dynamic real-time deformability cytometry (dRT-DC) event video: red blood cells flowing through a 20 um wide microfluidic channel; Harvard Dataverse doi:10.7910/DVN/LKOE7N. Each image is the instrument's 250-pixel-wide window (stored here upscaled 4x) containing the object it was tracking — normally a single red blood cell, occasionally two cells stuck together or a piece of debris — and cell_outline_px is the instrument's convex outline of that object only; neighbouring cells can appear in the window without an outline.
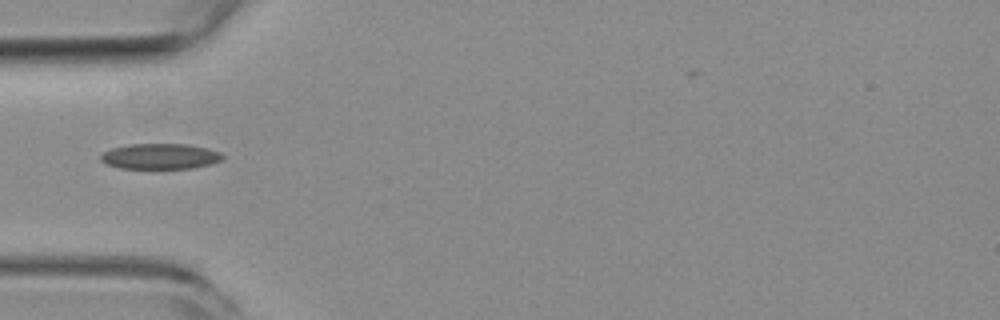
{"species": "common noctule bat (a hibernating species)", "species_latin": "Nyctalus noctula", "temperature_condition": "room temperature", "stored_images_in_passage": 8, "camera_frame_rate_fps": 3000, "um_per_image_px": 0.085, "animal": {"sex": "female", "body_mass_g": 19.3, "forearm_length_mm": 54.1}, "frame": {"image": 1, "passage_image": 4, "time_ms": 3.667, "image_size_px": [1000, 320], "cell_outline_px": [[224, 156], [220, 160], [208, 164], [192, 168], [120, 168], [108, 164], [100, 160], [100, 156], [104, 152], [112, 148], [128, 144], [188, 144], [220, 152]], "centroid_in_image_um": [13.58, 13.28], "position_along_channel_um": 71.4, "area_um2": 17.86}}
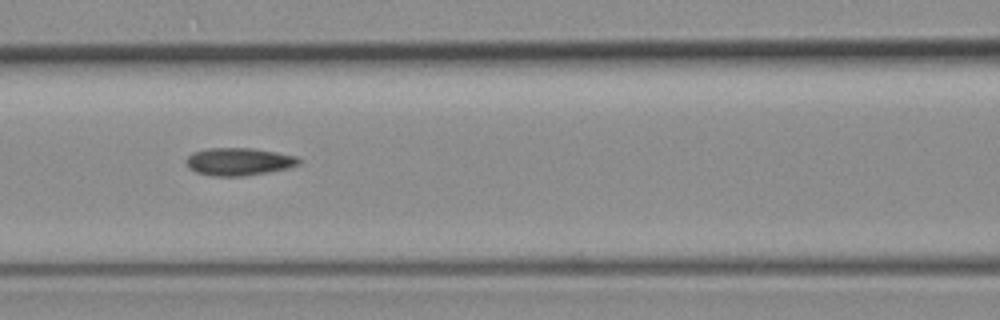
{"frame": {"image": 2, "passage_image": 6, "time_ms": 5.667, "image_size_px": [1000, 320], "cell_outline_px": [[300, 164], [288, 168], [268, 172], [244, 176], [212, 176], [196, 172], [188, 168], [184, 160], [192, 152], [208, 148], [252, 148], [276, 152], [296, 156], [300, 160]], "centroid_in_image_um": [20.26, 13.74], "position_along_channel_um": 146.3, "area_um2": 18.26}}
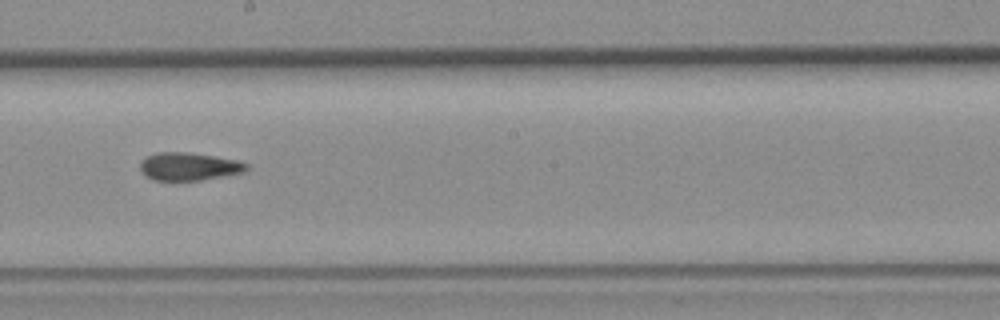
{"frame": {"image": 3, "passage_image": 8, "time_ms": 8.0, "image_size_px": [1000, 320], "cell_outline_px": [[248, 168], [244, 172], [200, 180], [152, 180], [144, 176], [140, 168], [140, 164], [148, 156], [156, 152], [184, 152], [212, 156], [236, 160], [248, 164]], "centroid_in_image_um": [16.03, 14.16], "position_along_channel_um": 232.2, "area_um2": 17.05}}